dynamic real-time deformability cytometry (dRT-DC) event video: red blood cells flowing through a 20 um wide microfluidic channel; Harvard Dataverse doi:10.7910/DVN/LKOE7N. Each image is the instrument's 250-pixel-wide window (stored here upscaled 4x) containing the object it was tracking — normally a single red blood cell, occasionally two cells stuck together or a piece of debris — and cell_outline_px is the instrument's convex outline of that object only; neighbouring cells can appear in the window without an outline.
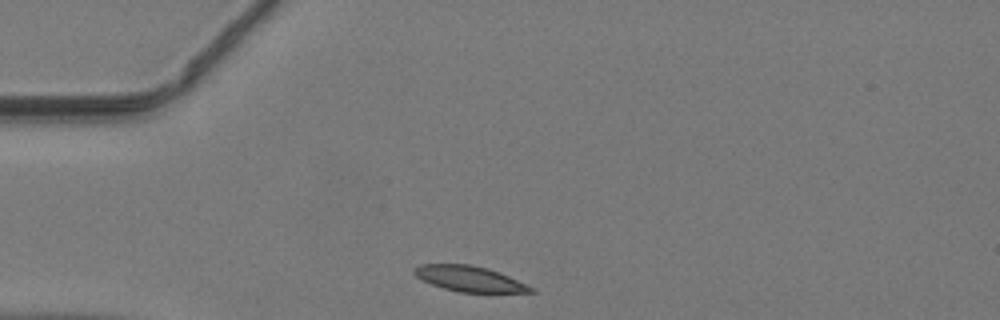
{"species": "common noctule bat (a hibernating species)", "species_latin": "Nyctalus noctula", "temperature_condition": "warm", "stored_images_in_passage": 36, "camera_frame_rate_fps": 3000, "um_per_image_px": 0.085, "animal": {"sex": "male", "body_mass_g": 19.2, "forearm_length_mm": 51.8}, "frame": {"image": 1, "passage_image": 1, "time_ms": 0.0, "image_size_px": [1000, 320], "cell_outline_px": [[536, 292], [460, 292], [444, 288], [432, 284], [416, 276], [412, 272], [412, 268], [420, 264], [468, 264], [488, 268], [500, 272], [536, 288]], "centroid_in_image_um": [39.92, 23.68], "position_along_channel_um": 45.1, "area_um2": 17.34}}
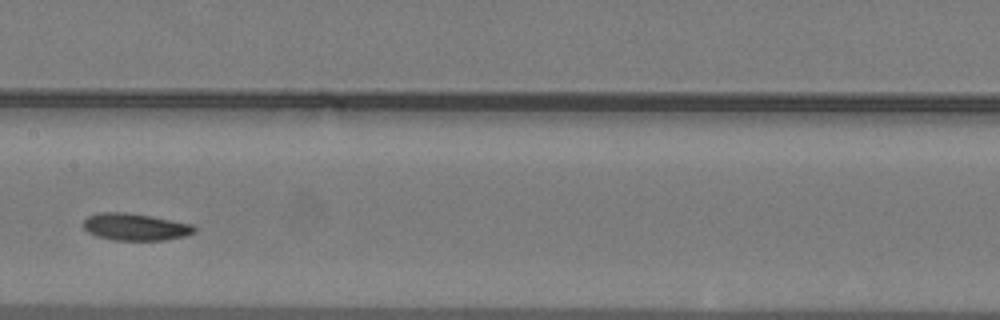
{"frame": {"image": 2, "passage_image": 13, "time_ms": 4.0, "image_size_px": [1000, 320], "cell_outline_px": [[196, 232], [184, 236], [164, 240], [112, 240], [96, 236], [88, 232], [84, 228], [84, 220], [88, 216], [96, 212], [128, 212], [192, 224], [196, 228]], "centroid_in_image_um": [11.47, 19.28], "position_along_channel_um": 195.9, "area_um2": 17.51}}
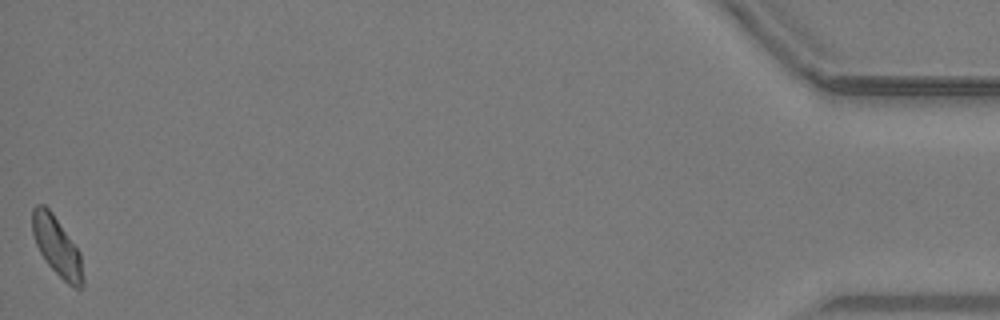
{"frame": {"image": 3, "passage_image": 36, "time_ms": 11.667, "image_size_px": [1000, 320], "cell_outline_px": [[84, 284], [80, 288], [76, 288], [68, 284], [44, 260], [36, 244], [32, 232], [32, 208], [36, 204], [44, 204], [52, 212], [80, 252], [84, 280]], "centroid_in_image_um": [4.83, 20.93], "position_along_channel_um": 430.4, "area_um2": 17.34}}